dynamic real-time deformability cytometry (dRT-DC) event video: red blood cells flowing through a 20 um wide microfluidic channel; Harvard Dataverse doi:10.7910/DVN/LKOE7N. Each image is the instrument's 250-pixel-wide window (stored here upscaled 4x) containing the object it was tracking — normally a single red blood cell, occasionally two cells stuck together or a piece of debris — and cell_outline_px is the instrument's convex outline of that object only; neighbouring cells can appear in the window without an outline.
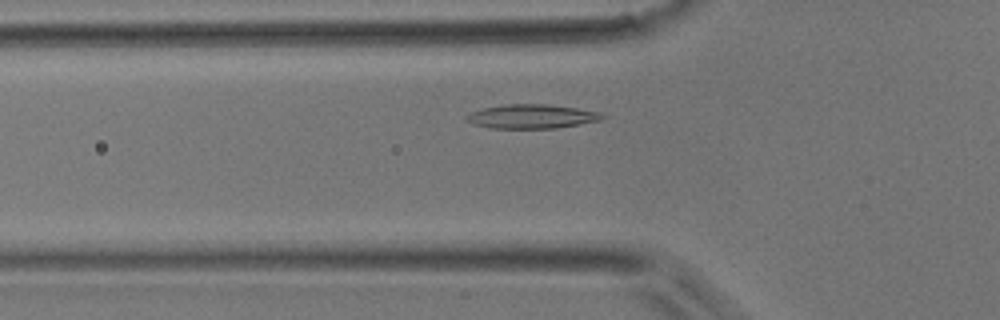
{"species": "common noctule bat (a hibernating species)", "species_latin": "Nyctalus noctula", "temperature_condition": "room temperature", "stored_images_in_passage": 38, "camera_frame_rate_fps": 3000, "um_per_image_px": 0.085, "animal": {"sex": "male", "body_mass_g": 17.9}, "frame": {"image": 1, "passage_image": 8, "time_ms": 2.333, "image_size_px": [1000, 320], "cell_outline_px": [[608, 116], [600, 120], [580, 124], [556, 128], [492, 128], [476, 124], [464, 120], [464, 116], [472, 112], [484, 108], [504, 104], [544, 104], [576, 108], [604, 112]], "centroid_in_image_um": [45.25, 9.89], "position_along_channel_um": 80.6, "area_um2": 19.07}}
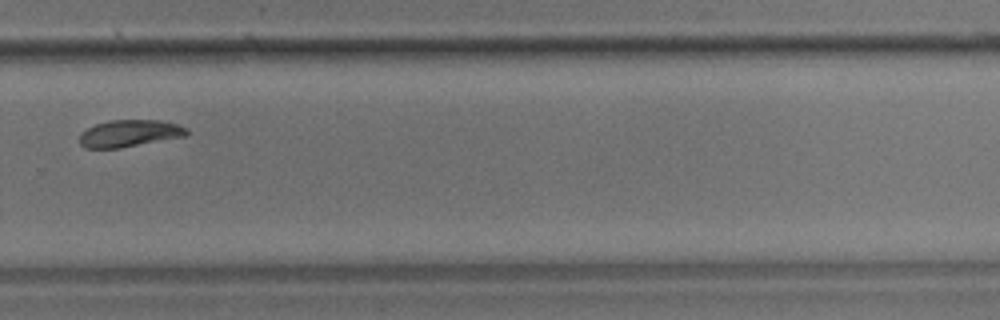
{"frame": {"image": 2, "passage_image": 24, "time_ms": 7.667, "image_size_px": [1000, 320], "cell_outline_px": [[188, 136], [120, 148], [84, 148], [80, 144], [80, 132], [96, 124], [112, 120], [160, 120], [176, 124], [188, 128]], "centroid_in_image_um": [11.03, 11.34], "position_along_channel_um": 318.8, "area_um2": 16.94}}
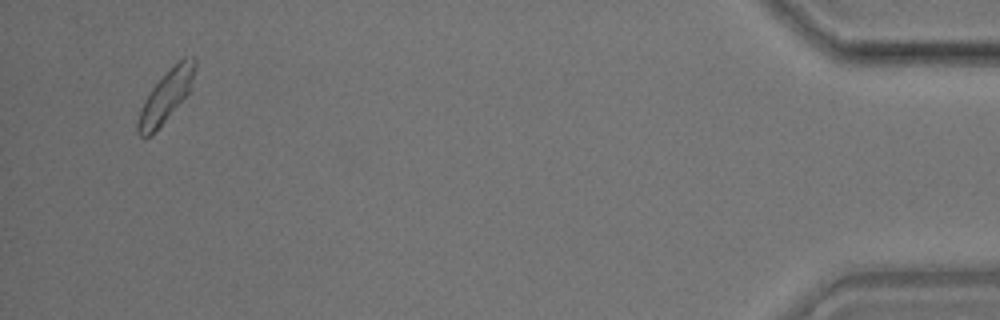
{"frame": {"image": 3, "passage_image": 36, "time_ms": 11.667, "image_size_px": [1000, 320], "cell_outline_px": [[196, 68], [188, 92], [164, 120], [148, 136], [140, 136], [136, 132], [136, 120], [140, 108], [144, 100], [152, 88], [184, 56], [196, 56]], "centroid_in_image_um": [14.08, 8.15], "position_along_channel_um": 421.1, "area_um2": 16.3}}